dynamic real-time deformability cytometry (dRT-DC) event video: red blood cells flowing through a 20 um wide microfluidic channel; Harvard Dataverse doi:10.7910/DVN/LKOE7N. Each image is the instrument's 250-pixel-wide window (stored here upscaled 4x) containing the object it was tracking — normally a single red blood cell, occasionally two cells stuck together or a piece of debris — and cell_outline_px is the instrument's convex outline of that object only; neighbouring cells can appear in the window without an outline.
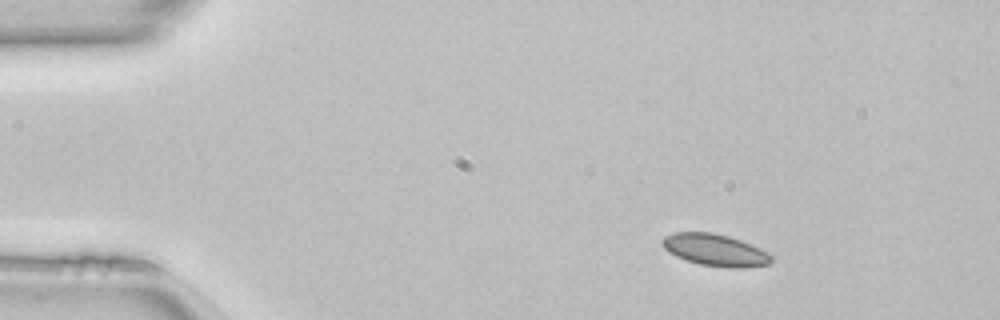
{"species": "common noctule bat (a hibernating species)", "species_latin": "Nyctalus noctula", "temperature_condition": "room temperature", "stored_images_in_passage": 43, "camera_frame_rate_fps": 3000, "um_per_image_px": 0.085, "animal": {"sex": "female", "body_mass_g": 22.7, "forearm_length_mm": 54.2}, "frame": {"image": 1, "passage_image": 1, "time_ms": 0.0, "image_size_px": [1000, 320], "cell_outline_px": [[772, 260], [768, 264], [744, 268], [728, 268], [700, 264], [676, 256], [668, 252], [660, 244], [660, 240], [664, 236], [672, 232], [712, 232], [728, 236], [740, 240], [760, 248], [768, 252], [772, 256]], "centroid_in_image_um": [60.75, 21.24], "position_along_channel_um": 24.2, "area_um2": 20.4}}
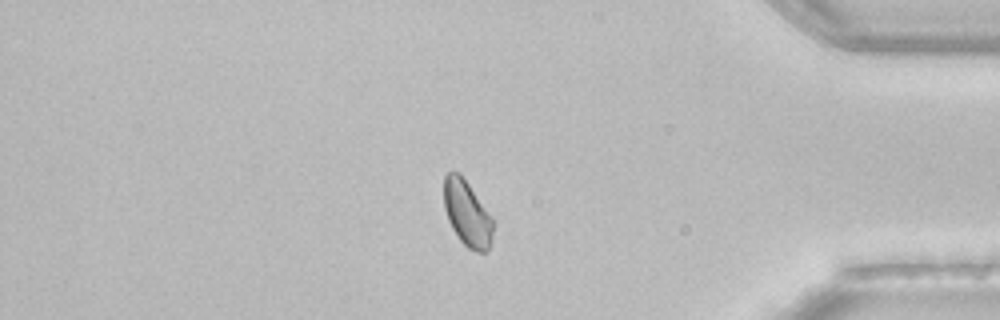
{"frame": {"image": 2, "passage_image": 36, "time_ms": 11.667, "image_size_px": [1000, 320], "cell_outline_px": [[492, 240], [488, 252], [476, 252], [468, 248], [460, 240], [452, 228], [448, 220], [444, 208], [444, 176], [448, 172], [460, 172], [492, 216]], "centroid_in_image_um": [39.7, 18.15], "position_along_channel_um": 395.5, "area_um2": 18.9}, "authors_computed_cell_mechanics": {"area_um2": 19.363, "velocity_mm_per_s": 4.1031, "shape_relaxation_time_tau1_ms": 6.3533, "shape_relaxation_time_tau2_ms": 2.6891, "deformation_change_tau1": 0.083, "deformation_change_tau2": 0.0465}}